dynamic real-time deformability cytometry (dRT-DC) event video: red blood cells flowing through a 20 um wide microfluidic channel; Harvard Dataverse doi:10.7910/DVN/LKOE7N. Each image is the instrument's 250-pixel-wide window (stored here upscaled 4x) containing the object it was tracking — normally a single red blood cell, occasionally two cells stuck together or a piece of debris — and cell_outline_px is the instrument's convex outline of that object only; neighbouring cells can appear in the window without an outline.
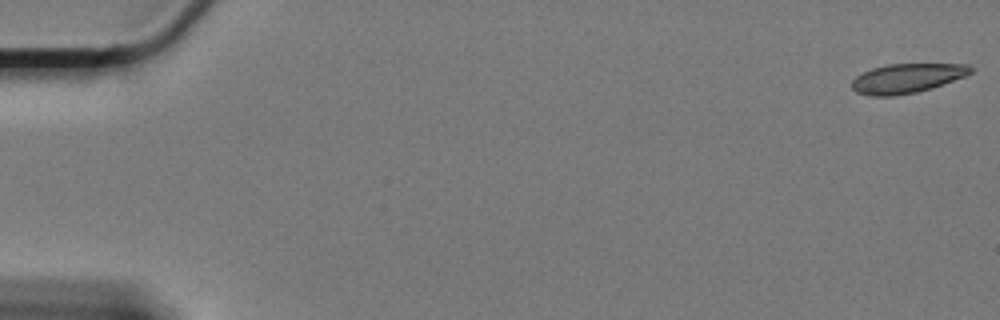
{"species": "Egyptian fruit bat (a non-hibernating species)", "species_latin": "Rousettus aegyptiacus", "temperature_condition": "cold", "stored_images_in_passage": 10, "camera_frame_rate_fps": 3000, "um_per_image_px": 0.085, "animal": {"sex": "female"}, "frame": {"image": 1, "passage_image": 1, "time_ms": 0.0, "image_size_px": [1000, 320], "cell_outline_px": [[972, 72], [964, 76], [932, 88], [916, 92], [892, 96], [872, 96], [856, 92], [852, 88], [852, 80], [856, 76], [872, 68], [888, 64], [968, 64], [972, 68]], "centroid_in_image_um": [77.07, 6.65], "position_along_channel_um": 7.9, "area_um2": 20.17}}